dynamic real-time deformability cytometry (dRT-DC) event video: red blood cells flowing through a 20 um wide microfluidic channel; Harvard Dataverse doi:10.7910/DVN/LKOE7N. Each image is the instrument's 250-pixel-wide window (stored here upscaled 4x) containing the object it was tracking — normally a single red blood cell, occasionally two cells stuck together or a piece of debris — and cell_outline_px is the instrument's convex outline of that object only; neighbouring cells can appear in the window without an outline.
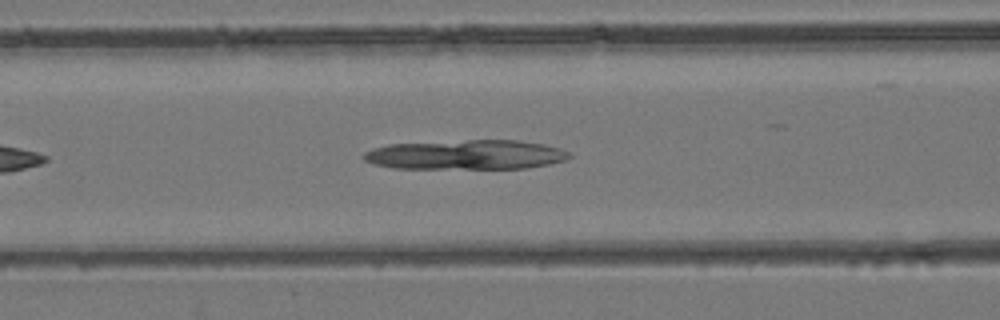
{"species": "common noctule bat (a hibernating species)", "species_latin": "Nyctalus noctula", "temperature_condition": "room temperature", "stored_images_in_passage": 13, "camera_frame_rate_fps": 3000, "um_per_image_px": 0.085, "animal": {"sex": "female", "body_mass_g": 24.6, "forearm_length_mm": 56.2}, "frame": {"image": 1, "passage_image": 8, "time_ms": 2.333, "image_size_px": [1000, 320], "cell_outline_px": [[572, 156], [568, 160], [548, 164], [524, 168], [392, 168], [376, 164], [364, 160], [364, 152], [372, 148], [388, 144], [468, 140], [516, 140], [544, 144], [560, 148], [568, 152]], "centroid_in_image_um": [39.63, 13.15], "position_along_channel_um": 127.0, "area_um2": 35.32}}